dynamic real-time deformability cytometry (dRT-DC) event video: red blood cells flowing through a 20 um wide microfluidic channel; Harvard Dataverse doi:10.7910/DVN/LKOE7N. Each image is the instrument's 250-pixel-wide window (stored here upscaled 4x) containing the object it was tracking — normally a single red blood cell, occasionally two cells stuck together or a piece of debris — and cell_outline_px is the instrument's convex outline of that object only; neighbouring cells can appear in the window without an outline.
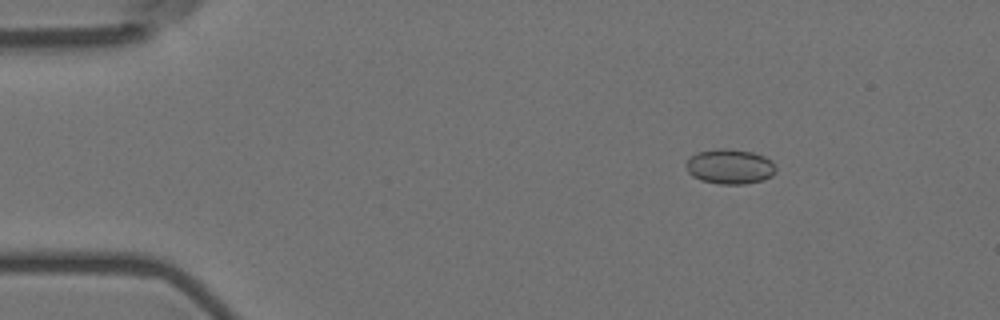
{"species": "Egyptian fruit bat (a non-hibernating species)", "species_latin": "Rousettus aegyptiacus", "temperature_condition": "room temperature", "stored_images_in_passage": 57, "camera_frame_rate_fps": 3000, "um_per_image_px": 0.085, "animal": {"sex": "female"}, "frame": {"image": 1, "passage_image": 9, "time_ms": 2.667, "image_size_px": [1000, 320], "cell_outline_px": [[776, 172], [772, 176], [764, 180], [744, 184], [720, 184], [700, 180], [692, 176], [688, 172], [688, 160], [692, 156], [700, 152], [716, 148], [724, 148], [752, 152], [764, 156], [772, 160], [776, 168]], "centroid_in_image_um": [62.09, 14.17], "position_along_channel_um": 22.9, "area_um2": 18.21}}
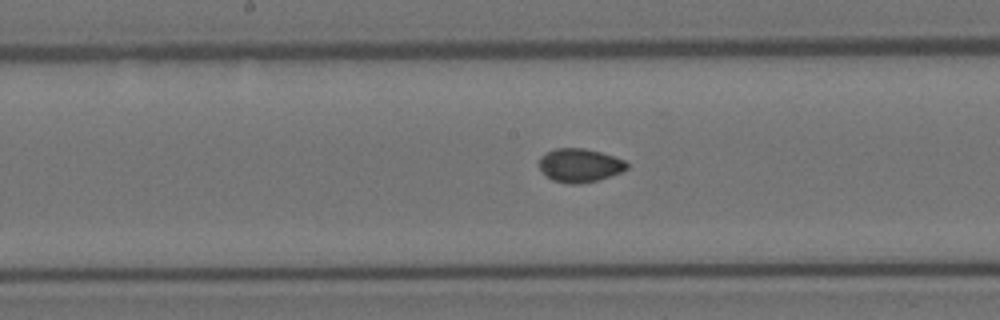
{"frame": {"image": 2, "passage_image": 30, "time_ms": 9.667, "image_size_px": [1000, 320], "cell_outline_px": [[628, 168], [620, 172], [596, 180], [576, 184], [572, 184], [552, 180], [540, 168], [540, 156], [556, 148], [584, 148], [600, 152], [624, 160], [628, 164]], "centroid_in_image_um": [49.27, 14.04], "position_along_channel_um": 198.9, "area_um2": 16.76}}
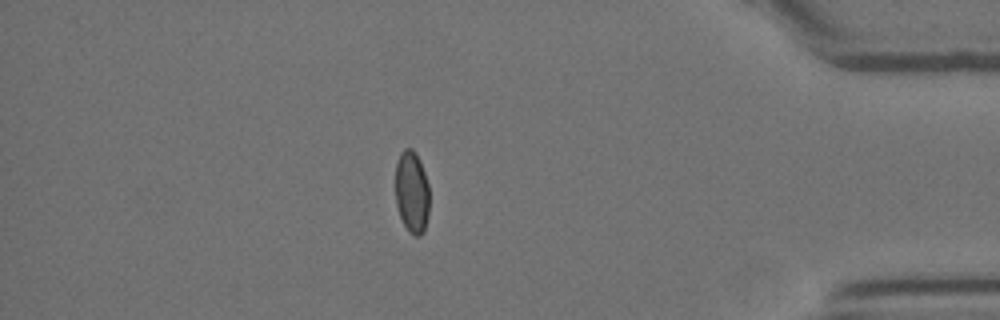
{"frame": {"image": 3, "passage_image": 50, "time_ms": 16.333, "image_size_px": [1000, 320], "cell_outline_px": [[428, 216], [424, 232], [420, 236], [416, 236], [408, 232], [400, 216], [396, 204], [396, 164], [400, 152], [404, 148], [412, 148], [416, 152], [420, 160], [428, 184]], "centroid_in_image_um": [35.0, 16.32], "position_along_channel_um": 400.2, "area_um2": 16.36}}